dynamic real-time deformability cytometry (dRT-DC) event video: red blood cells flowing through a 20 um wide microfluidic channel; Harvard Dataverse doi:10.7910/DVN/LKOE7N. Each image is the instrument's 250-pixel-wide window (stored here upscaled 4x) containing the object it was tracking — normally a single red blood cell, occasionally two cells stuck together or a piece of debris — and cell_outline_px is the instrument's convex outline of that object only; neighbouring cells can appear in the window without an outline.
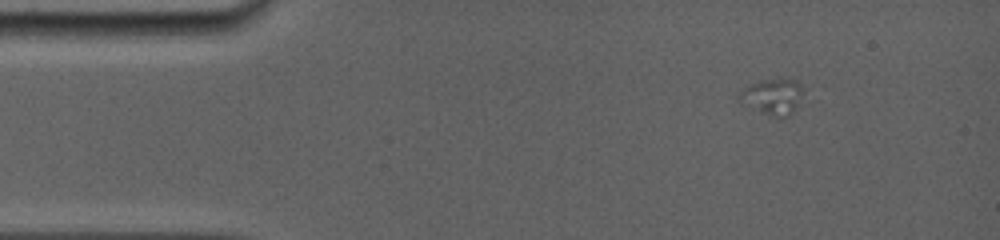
{"species": "common noctule bat (a hibernating species)", "species_latin": "Nyctalus noctula", "temperature_condition": "room temperature", "stored_images_in_passage": 3, "camera_frame_rate_fps": 5000, "um_per_image_px": 0.085, "animal": {"sex": "female", "body_mass_g": 19.0, "forearm_length_mm": 56.7}, "frame": {"image": 1, "passage_image": 1, "time_ms": 0.0, "image_size_px": [1000, 240], "cell_outline_px": [[804, 88], [796, 108], [788, 116], [768, 116], [744, 104], [736, 96], [744, 88], [752, 84], [764, 80], [796, 80]], "centroid_in_image_um": [65.67, 8.23], "position_along_channel_um": 19.3, "area_um2": 13.01}}